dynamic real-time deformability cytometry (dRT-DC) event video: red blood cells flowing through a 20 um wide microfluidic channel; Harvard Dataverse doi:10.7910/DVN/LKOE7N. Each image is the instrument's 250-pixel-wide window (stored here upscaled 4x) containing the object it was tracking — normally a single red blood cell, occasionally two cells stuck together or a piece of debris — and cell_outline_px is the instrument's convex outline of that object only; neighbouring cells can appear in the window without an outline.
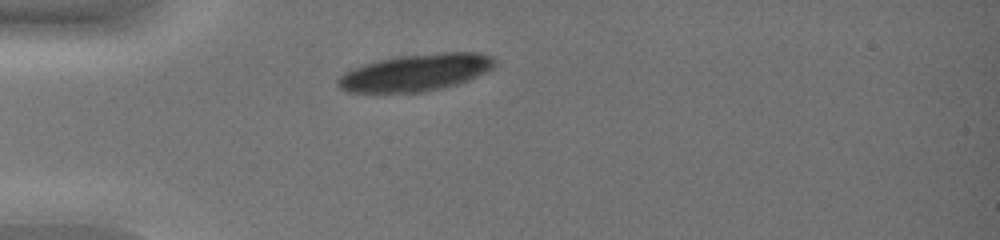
{"species": "common noctule bat (a hibernating species)", "species_latin": "Nyctalus noctula", "temperature_condition": "warm", "stored_images_in_passage": 32, "camera_frame_rate_fps": 3000, "um_per_image_px": 0.085, "animal": {"sex": "female", "body_mass_g": 19.0, "forearm_length_mm": 51.5}, "frame": {"image": 1, "passage_image": 1, "time_ms": 0.0, "image_size_px": [1000, 240], "cell_outline_px": [[496, 64], [492, 68], [468, 80], [456, 84], [424, 92], [380, 96], [376, 96], [348, 92], [340, 88], [336, 84], [336, 80], [344, 72], [352, 68], [364, 64], [380, 60], [400, 56], [444, 52], [476, 52], [492, 56], [496, 60]], "centroid_in_image_um": [35.23, 6.22], "position_along_channel_um": 49.8, "area_um2": 34.74}}
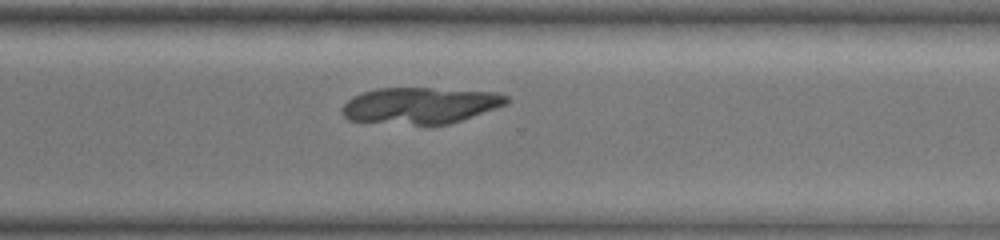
{"frame": {"image": 2, "passage_image": 23, "time_ms": 7.333, "image_size_px": [1000, 240], "cell_outline_px": [[512, 100], [508, 104], [448, 124], [428, 128], [348, 120], [344, 116], [344, 104], [352, 96], [376, 88], [432, 88], [496, 92], [508, 96]], "centroid_in_image_um": [35.74, 9.0], "position_along_channel_um": 334.9, "area_um2": 35.72}}
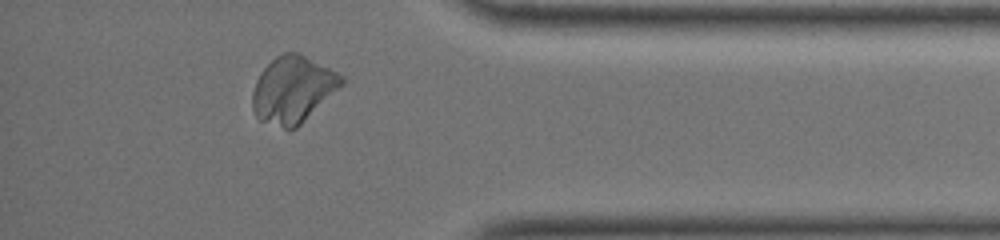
{"frame": {"image": 3, "passage_image": 29, "time_ms": 9.333, "image_size_px": [1000, 240], "cell_outline_px": [[344, 84], [296, 128], [284, 128], [260, 120], [256, 116], [252, 108], [252, 92], [256, 80], [260, 72], [276, 56], [284, 52], [300, 52], [344, 76]], "centroid_in_image_um": [24.89, 7.59], "position_along_channel_um": 410.3, "area_um2": 34.45}}